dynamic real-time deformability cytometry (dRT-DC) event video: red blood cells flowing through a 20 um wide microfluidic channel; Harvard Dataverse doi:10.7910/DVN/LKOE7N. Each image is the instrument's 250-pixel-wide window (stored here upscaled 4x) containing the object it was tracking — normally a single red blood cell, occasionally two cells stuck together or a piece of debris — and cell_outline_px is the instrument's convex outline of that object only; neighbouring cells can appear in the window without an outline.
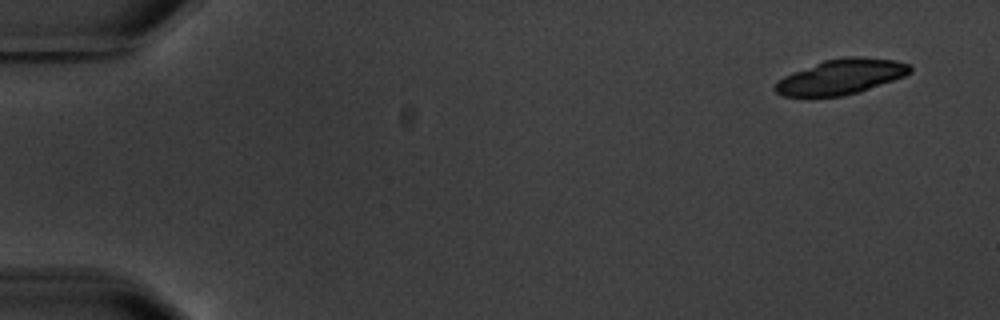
{"species": "common noctule bat (a hibernating species)", "species_latin": "Nyctalus noctula", "temperature_condition": "warm", "stored_images_in_passage": 3, "camera_frame_rate_fps": 3000, "um_per_image_px": 0.085, "animal": {"sex": "male", "body_mass_g": 20.1, "forearm_length_mm": 53.5}, "frame": {"image": 1, "passage_image": 1, "time_ms": 0.0, "image_size_px": [1000, 320], "cell_outline_px": [[912, 72], [904, 76], [860, 92], [844, 96], [784, 96], [776, 92], [772, 88], [772, 84], [776, 80], [792, 72], [824, 60], [844, 56], [860, 56], [892, 60], [912, 64]], "centroid_in_image_um": [71.46, 6.52], "position_along_channel_um": 13.5, "area_um2": 27.86}}